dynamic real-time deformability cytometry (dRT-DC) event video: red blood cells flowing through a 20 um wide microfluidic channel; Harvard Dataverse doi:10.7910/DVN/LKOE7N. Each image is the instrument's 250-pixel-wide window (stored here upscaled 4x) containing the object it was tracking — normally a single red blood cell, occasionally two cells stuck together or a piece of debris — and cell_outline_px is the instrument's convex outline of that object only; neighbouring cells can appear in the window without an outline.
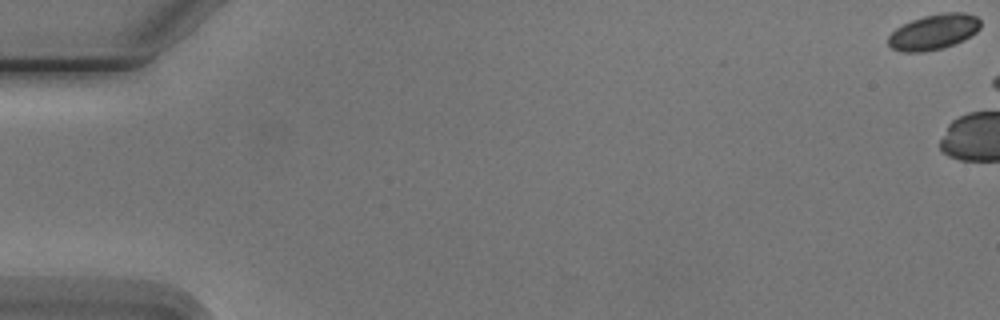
{"species": "Egyptian fruit bat (a non-hibernating species)", "species_latin": "Rousettus aegyptiacus", "temperature_condition": "cold", "stored_images_in_passage": 4, "camera_frame_rate_fps": 3000, "um_per_image_px": 0.085, "animal": {"sex": "male"}, "frame": {"image": 1, "passage_image": 1, "time_ms": 0.0, "image_size_px": [1000, 320], "cell_outline_px": [[980, 28], [976, 32], [964, 40], [944, 48], [924, 52], [900, 52], [892, 48], [888, 44], [888, 36], [896, 28], [912, 20], [924, 16], [944, 12], [964, 12], [976, 16], [980, 20]], "centroid_in_image_um": [79.37, 2.72], "position_along_channel_um": 5.6, "area_um2": 19.13}}